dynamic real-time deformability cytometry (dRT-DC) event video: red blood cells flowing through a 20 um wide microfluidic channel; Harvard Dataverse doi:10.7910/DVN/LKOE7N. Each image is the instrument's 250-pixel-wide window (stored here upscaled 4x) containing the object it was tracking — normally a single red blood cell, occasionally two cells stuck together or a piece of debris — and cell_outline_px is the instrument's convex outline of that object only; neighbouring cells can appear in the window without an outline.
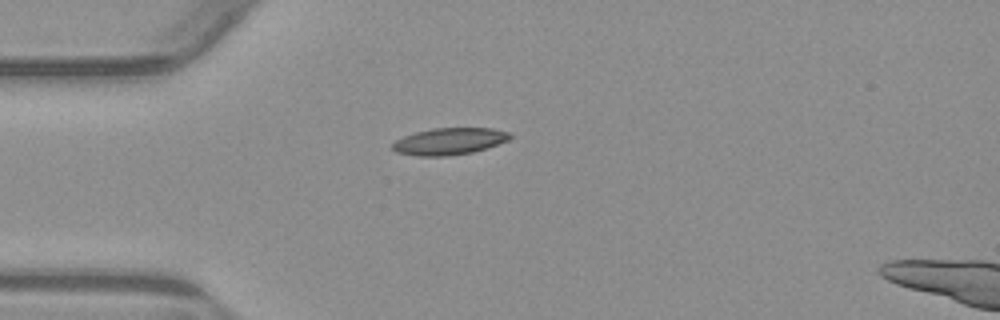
{"species": "common noctule bat (a hibernating species)", "species_latin": "Nyctalus noctula", "temperature_condition": "warm", "stored_images_in_passage": 42, "segment_of_instrument_passage": [1, 2], "camera_frame_rate_fps": 3000, "um_per_image_px": 0.085, "animal": {"sex": "male", "body_mass_g": 23.1, "forearm_length_mm": 52.7}, "frame": {"image": 1, "passage_image": 1, "time_ms": 0.0, "image_size_px": [1000, 320], "cell_outline_px": [[512, 136], [508, 140], [488, 148], [472, 152], [448, 156], [416, 156], [396, 152], [392, 148], [392, 144], [396, 140], [404, 136], [416, 132], [432, 128], [492, 128], [508, 132]], "centroid_in_image_um": [38.19, 12.01], "position_along_channel_um": 46.8, "area_um2": 18.38}}
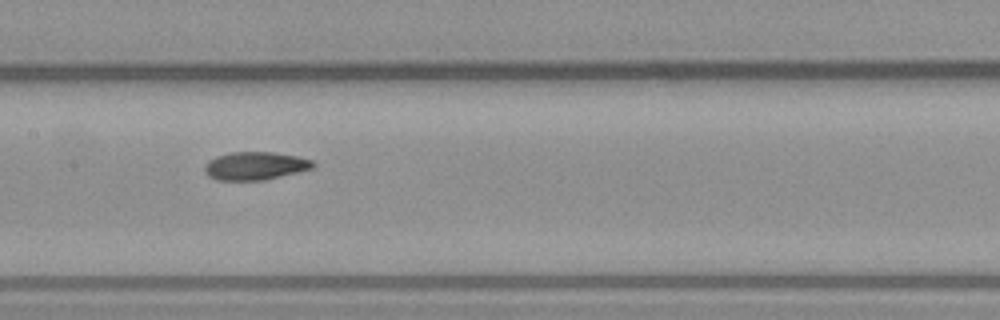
{"frame": {"image": 2, "passage_image": 13, "time_ms": 4.0, "image_size_px": [1000, 320], "cell_outline_px": [[316, 164], [312, 168], [264, 180], [216, 180], [208, 176], [204, 172], [204, 164], [208, 160], [216, 156], [232, 152], [272, 152], [296, 156], [312, 160]], "centroid_in_image_um": [21.63, 14.09], "position_along_channel_um": 185.8, "area_um2": 17.69}}
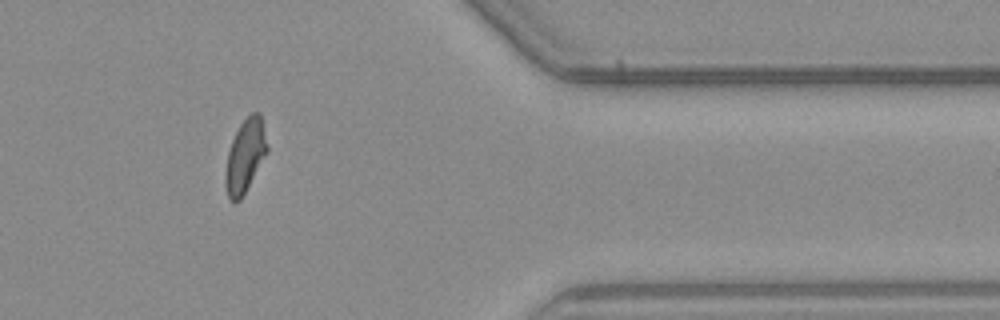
{"frame": {"image": 3, "passage_image": 31, "time_ms": 10.0, "image_size_px": [1000, 320], "cell_outline_px": [[268, 152], [240, 200], [232, 200], [228, 196], [224, 180], [224, 176], [228, 152], [232, 140], [240, 124], [252, 112], [260, 112], [268, 148]], "centroid_in_image_um": [20.84, 13.23], "position_along_channel_um": 390.6, "area_um2": 17.51}}